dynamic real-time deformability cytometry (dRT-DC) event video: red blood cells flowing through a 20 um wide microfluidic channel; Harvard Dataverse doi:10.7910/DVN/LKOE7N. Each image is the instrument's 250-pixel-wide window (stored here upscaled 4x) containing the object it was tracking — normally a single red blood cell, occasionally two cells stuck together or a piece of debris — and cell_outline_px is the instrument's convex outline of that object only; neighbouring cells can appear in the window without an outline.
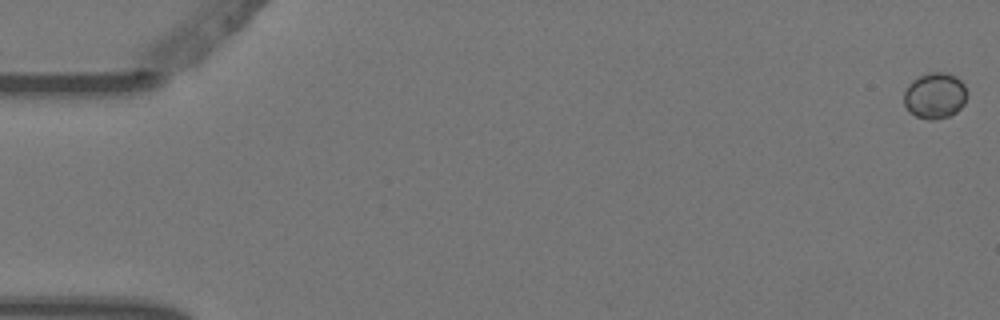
{"species": "Egyptian fruit bat (a non-hibernating species)", "species_latin": "Rousettus aegyptiacus", "temperature_condition": "warm", "stored_images_in_passage": 9, "camera_frame_rate_fps": 3000, "um_per_image_px": 0.085, "animal": {"sex": "female"}, "frame": {"image": 1, "passage_image": 1, "time_ms": 0.0, "image_size_px": [1000, 320], "cell_outline_px": [[968, 92], [964, 104], [956, 112], [948, 116], [932, 120], [928, 120], [916, 116], [904, 104], [904, 92], [908, 84], [912, 80], [928, 72], [948, 72], [956, 76], [964, 84]], "centroid_in_image_um": [79.49, 8.1], "position_along_channel_um": 5.5, "area_um2": 16.99}}
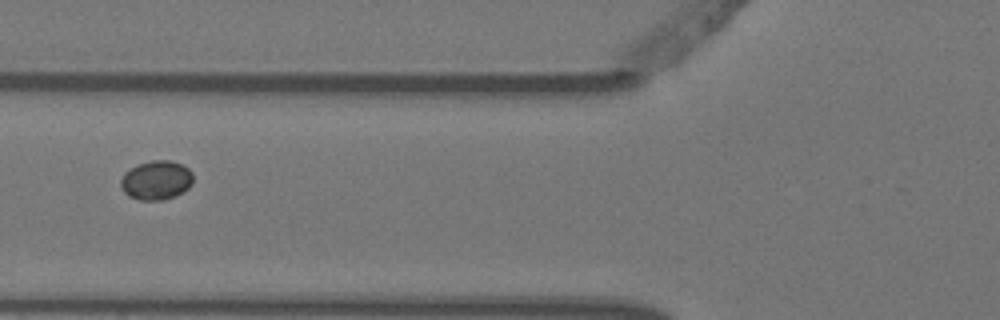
{"frame": {"image": 2, "passage_image": 6, "time_ms": 1.667, "image_size_px": [1000, 320], "cell_outline_px": [[192, 184], [188, 188], [176, 196], [164, 200], [140, 200], [128, 196], [124, 192], [120, 184], [120, 180], [124, 172], [140, 164], [152, 160], [172, 160], [188, 168], [192, 172]], "centroid_in_image_um": [13.29, 15.33], "position_along_channel_um": 112.5, "area_um2": 16.53}}
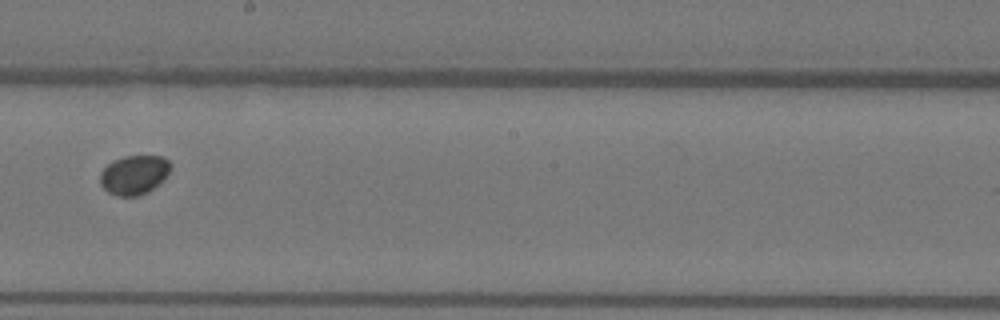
{"frame": {"image": 3, "passage_image": 9, "time_ms": 2.667, "image_size_px": [1000, 320], "cell_outline_px": [[172, 164], [168, 172], [148, 192], [140, 196], [116, 196], [108, 192], [100, 184], [100, 172], [112, 160], [124, 156], [164, 156]], "centroid_in_image_um": [11.36, 14.85], "position_along_channel_um": 236.8, "area_um2": 16.01}}